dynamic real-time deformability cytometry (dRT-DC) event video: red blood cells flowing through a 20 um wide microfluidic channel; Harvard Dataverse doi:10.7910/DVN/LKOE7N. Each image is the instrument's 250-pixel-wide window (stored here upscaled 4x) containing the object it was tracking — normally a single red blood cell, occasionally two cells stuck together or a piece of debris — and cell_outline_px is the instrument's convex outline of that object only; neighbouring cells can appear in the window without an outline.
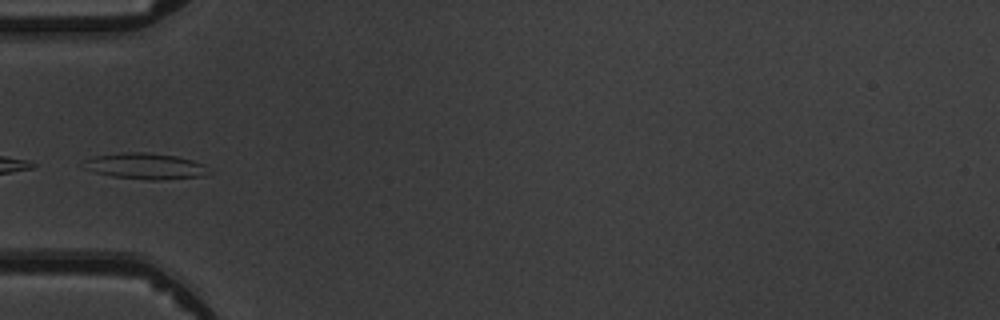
{"species": "common noctule bat (a hibernating species)", "species_latin": "Nyctalus noctula", "temperature_condition": "warm", "stored_images_in_passage": 7, "camera_frame_rate_fps": 3000, "um_per_image_px": 0.085, "animal": {"sex": "male", "body_mass_g": 19.5, "forearm_length_mm": 54.6}, "frame": {"image": 1, "passage_image": 6, "time_ms": 5.667, "image_size_px": [1000, 320], "cell_outline_px": [[212, 172], [204, 176], [156, 180], [148, 180], [112, 176], [96, 172], [84, 168], [88, 160], [92, 156], [128, 152], [148, 152], [176, 156], [192, 160], [204, 164]], "centroid_in_image_um": [12.43, 14.12], "position_along_channel_um": 72.6, "area_um2": 18.84}}